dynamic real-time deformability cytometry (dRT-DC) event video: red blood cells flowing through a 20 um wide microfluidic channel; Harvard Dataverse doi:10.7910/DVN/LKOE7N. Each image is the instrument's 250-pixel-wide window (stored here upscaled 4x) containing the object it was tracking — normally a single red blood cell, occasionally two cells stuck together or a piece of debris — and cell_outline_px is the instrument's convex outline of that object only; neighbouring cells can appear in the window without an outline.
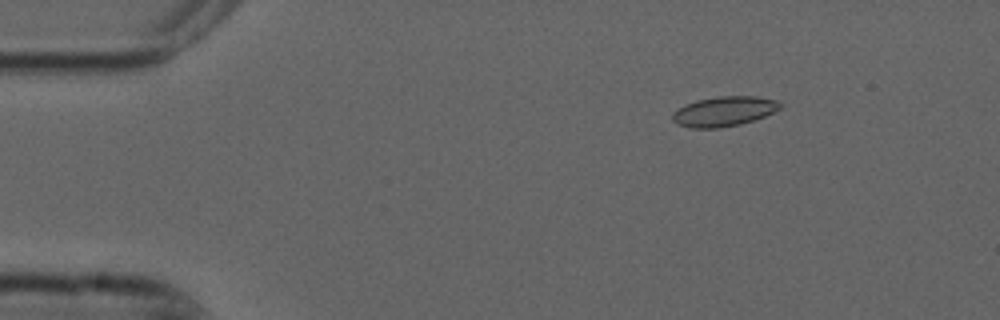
{"species": "common noctule bat (a hibernating species)", "species_latin": "Nyctalus noctula", "temperature_condition": "cold", "stored_images_in_passage": 5, "camera_frame_rate_fps": 3000, "um_per_image_px": 0.085, "animal": {"sex": "male", "forearm_length_mm": 52.5}, "frame": {"image": 1, "passage_image": 2, "time_ms": 0.333, "image_size_px": [1000, 320], "cell_outline_px": [[784, 104], [780, 108], [764, 116], [740, 124], [720, 128], [692, 128], [676, 124], [672, 120], [672, 112], [676, 108], [684, 104], [696, 100], [720, 96], [756, 96], [776, 100]], "centroid_in_image_um": [61.49, 9.46], "position_along_channel_um": 23.5, "area_um2": 18.84}}
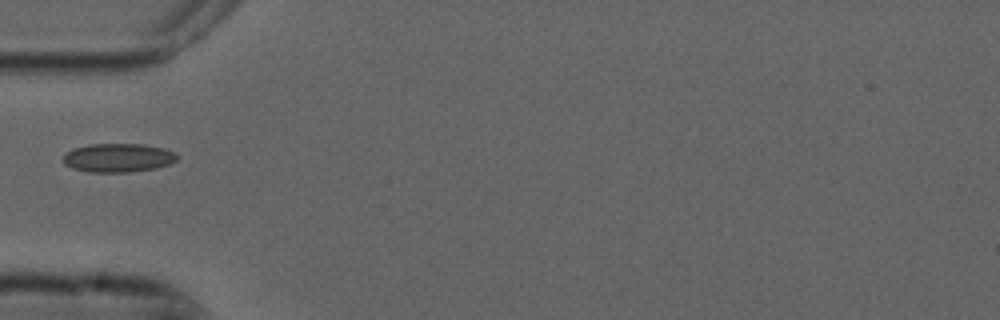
{"frame": {"image": 2, "passage_image": 5, "time_ms": 1.333, "image_size_px": [1000, 320], "cell_outline_px": [[176, 160], [168, 164], [156, 168], [128, 172], [88, 172], [72, 168], [64, 164], [64, 152], [72, 148], [88, 144], [140, 144], [164, 148], [176, 152]], "centroid_in_image_um": [10.0, 13.4], "position_along_channel_um": 75.0, "area_um2": 19.13}}